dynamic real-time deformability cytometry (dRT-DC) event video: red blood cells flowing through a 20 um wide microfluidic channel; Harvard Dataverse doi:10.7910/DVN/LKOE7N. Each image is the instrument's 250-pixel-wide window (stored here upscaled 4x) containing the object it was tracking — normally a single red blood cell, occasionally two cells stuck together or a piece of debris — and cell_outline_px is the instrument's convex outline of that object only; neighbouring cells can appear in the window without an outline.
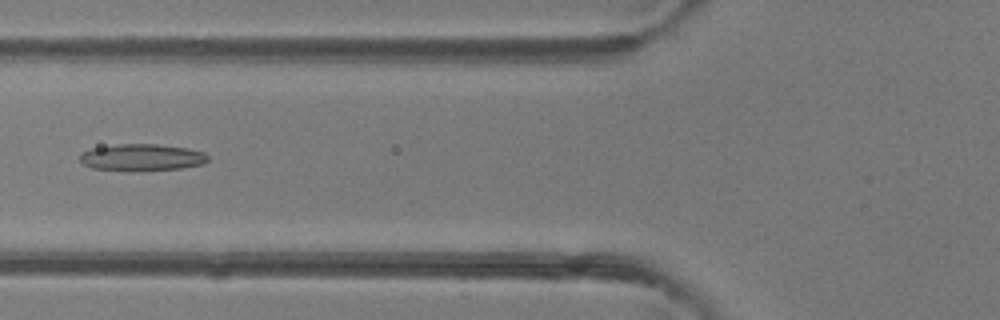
{"species": "common noctule bat (a hibernating species)", "species_latin": "Nyctalus noctula", "temperature_condition": "room temperature", "stored_images_in_passage": 45, "camera_frame_rate_fps": 3000, "um_per_image_px": 0.085, "animal": {"sex": "female"}, "frame": {"image": 1, "passage_image": 18, "time_ms": 5.667, "image_size_px": [1000, 320], "cell_outline_px": [[208, 160], [204, 164], [184, 168], [132, 172], [92, 168], [84, 164], [80, 160], [80, 156], [84, 152], [92, 148], [116, 144], [156, 144], [188, 148], [204, 152], [208, 156]], "centroid_in_image_um": [12.09, 13.39], "position_along_channel_um": 113.7, "area_um2": 20.35}}
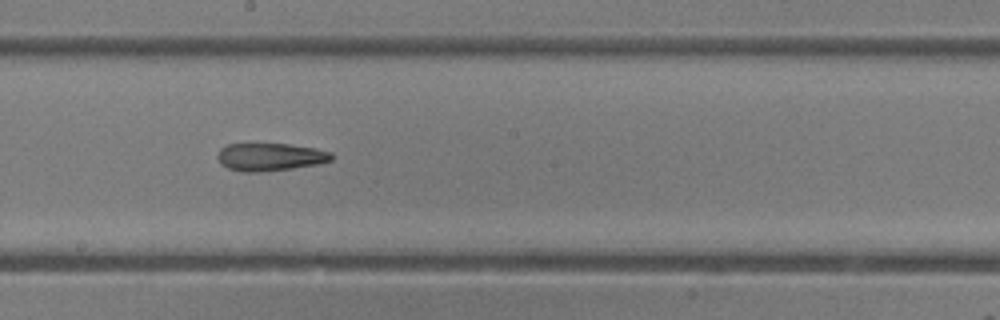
{"frame": {"image": 2, "passage_image": 26, "time_ms": 8.333, "image_size_px": [1000, 320], "cell_outline_px": [[332, 160], [320, 164], [292, 168], [260, 172], [244, 172], [228, 168], [220, 164], [216, 156], [220, 148], [228, 144], [288, 144], [316, 148], [332, 152]], "centroid_in_image_um": [22.96, 13.34], "position_along_channel_um": 225.2, "area_um2": 18.55}}
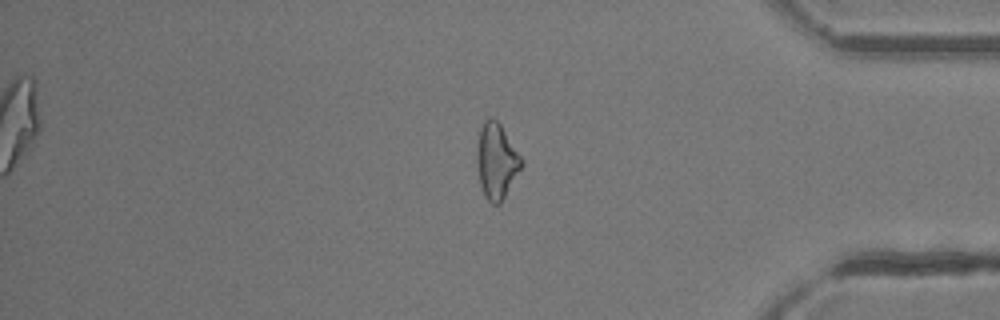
{"frame": {"image": 3, "passage_image": 40, "time_ms": 13.0, "image_size_px": [1000, 320], "cell_outline_px": [[524, 164], [500, 204], [492, 204], [488, 200], [480, 184], [476, 164], [476, 144], [480, 128], [484, 120], [488, 116], [492, 116], [500, 124], [524, 160]], "centroid_in_image_um": [42.19, 13.65], "position_along_channel_um": 393.0, "area_um2": 19.83}}